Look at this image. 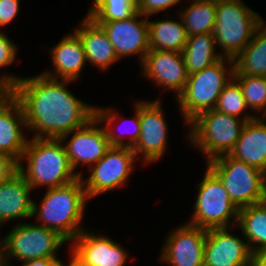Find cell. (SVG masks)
I'll return each instance as SVG.
<instances>
[{"label": "cell", "instance_id": "1", "mask_svg": "<svg viewBox=\"0 0 266 266\" xmlns=\"http://www.w3.org/2000/svg\"><path fill=\"white\" fill-rule=\"evenodd\" d=\"M73 80L53 79L42 73L22 77L16 85L19 101L32 138L60 139L95 117V105L74 95Z\"/></svg>", "mask_w": 266, "mask_h": 266}, {"label": "cell", "instance_id": "2", "mask_svg": "<svg viewBox=\"0 0 266 266\" xmlns=\"http://www.w3.org/2000/svg\"><path fill=\"white\" fill-rule=\"evenodd\" d=\"M38 202L33 200L32 216L35 223L54 230L71 243L85 228L82 220L88 198L82 177L69 184L50 188Z\"/></svg>", "mask_w": 266, "mask_h": 266}, {"label": "cell", "instance_id": "3", "mask_svg": "<svg viewBox=\"0 0 266 266\" xmlns=\"http://www.w3.org/2000/svg\"><path fill=\"white\" fill-rule=\"evenodd\" d=\"M18 172L32 190L43 186L47 189L60 187L80 177L71 167L60 139L29 137L18 162Z\"/></svg>", "mask_w": 266, "mask_h": 266}, {"label": "cell", "instance_id": "4", "mask_svg": "<svg viewBox=\"0 0 266 266\" xmlns=\"http://www.w3.org/2000/svg\"><path fill=\"white\" fill-rule=\"evenodd\" d=\"M233 74V59L223 57L202 71L188 76L184 91L175 100L184 125H188L199 114L215 109L219 95L233 79Z\"/></svg>", "mask_w": 266, "mask_h": 266}, {"label": "cell", "instance_id": "5", "mask_svg": "<svg viewBox=\"0 0 266 266\" xmlns=\"http://www.w3.org/2000/svg\"><path fill=\"white\" fill-rule=\"evenodd\" d=\"M247 121L218 112L215 109L203 112L188 125L186 140L198 150L206 163L218 156L229 154L235 147Z\"/></svg>", "mask_w": 266, "mask_h": 266}, {"label": "cell", "instance_id": "6", "mask_svg": "<svg viewBox=\"0 0 266 266\" xmlns=\"http://www.w3.org/2000/svg\"><path fill=\"white\" fill-rule=\"evenodd\" d=\"M1 237L0 262L8 266H12L14 259L23 262L41 258H59L58 251L63 245L68 244L54 230L34 222L26 223V220L14 223L6 235Z\"/></svg>", "mask_w": 266, "mask_h": 266}, {"label": "cell", "instance_id": "7", "mask_svg": "<svg viewBox=\"0 0 266 266\" xmlns=\"http://www.w3.org/2000/svg\"><path fill=\"white\" fill-rule=\"evenodd\" d=\"M262 20L243 0H216L213 35L222 57L234 59L242 52Z\"/></svg>", "mask_w": 266, "mask_h": 266}, {"label": "cell", "instance_id": "8", "mask_svg": "<svg viewBox=\"0 0 266 266\" xmlns=\"http://www.w3.org/2000/svg\"><path fill=\"white\" fill-rule=\"evenodd\" d=\"M198 185L193 214L186 223L204 229L235 228L239 209L231 201L222 181L207 165Z\"/></svg>", "mask_w": 266, "mask_h": 266}, {"label": "cell", "instance_id": "9", "mask_svg": "<svg viewBox=\"0 0 266 266\" xmlns=\"http://www.w3.org/2000/svg\"><path fill=\"white\" fill-rule=\"evenodd\" d=\"M205 165L219 177L238 209L266 200V173L258 168L230 154L218 156Z\"/></svg>", "mask_w": 266, "mask_h": 266}, {"label": "cell", "instance_id": "10", "mask_svg": "<svg viewBox=\"0 0 266 266\" xmlns=\"http://www.w3.org/2000/svg\"><path fill=\"white\" fill-rule=\"evenodd\" d=\"M136 161L138 159L131 147L111 146L105 155L88 169V178L82 177L88 200L124 186L135 170Z\"/></svg>", "mask_w": 266, "mask_h": 266}, {"label": "cell", "instance_id": "11", "mask_svg": "<svg viewBox=\"0 0 266 266\" xmlns=\"http://www.w3.org/2000/svg\"><path fill=\"white\" fill-rule=\"evenodd\" d=\"M161 102L160 98L140 100L141 130L139 140L132 150L145 165L158 162L168 150L169 129Z\"/></svg>", "mask_w": 266, "mask_h": 266}, {"label": "cell", "instance_id": "12", "mask_svg": "<svg viewBox=\"0 0 266 266\" xmlns=\"http://www.w3.org/2000/svg\"><path fill=\"white\" fill-rule=\"evenodd\" d=\"M70 136L69 141H66ZM60 141L65 147L71 167L80 177H83V172H77L79 167L86 166L89 169L111 147L105 128L96 116L86 125L62 136Z\"/></svg>", "mask_w": 266, "mask_h": 266}, {"label": "cell", "instance_id": "13", "mask_svg": "<svg viewBox=\"0 0 266 266\" xmlns=\"http://www.w3.org/2000/svg\"><path fill=\"white\" fill-rule=\"evenodd\" d=\"M99 24L113 45L119 61L136 55L138 64L149 52L148 18L140 12L126 20L96 22Z\"/></svg>", "mask_w": 266, "mask_h": 266}, {"label": "cell", "instance_id": "14", "mask_svg": "<svg viewBox=\"0 0 266 266\" xmlns=\"http://www.w3.org/2000/svg\"><path fill=\"white\" fill-rule=\"evenodd\" d=\"M207 229L188 223L175 227L160 250L159 262L169 266H204Z\"/></svg>", "mask_w": 266, "mask_h": 266}, {"label": "cell", "instance_id": "15", "mask_svg": "<svg viewBox=\"0 0 266 266\" xmlns=\"http://www.w3.org/2000/svg\"><path fill=\"white\" fill-rule=\"evenodd\" d=\"M139 67L141 76L162 87V91H172L174 99L184 91L189 75L182 52L149 50Z\"/></svg>", "mask_w": 266, "mask_h": 266}, {"label": "cell", "instance_id": "16", "mask_svg": "<svg viewBox=\"0 0 266 266\" xmlns=\"http://www.w3.org/2000/svg\"><path fill=\"white\" fill-rule=\"evenodd\" d=\"M86 266H126L129 253L105 234L86 228L67 246Z\"/></svg>", "mask_w": 266, "mask_h": 266}, {"label": "cell", "instance_id": "17", "mask_svg": "<svg viewBox=\"0 0 266 266\" xmlns=\"http://www.w3.org/2000/svg\"><path fill=\"white\" fill-rule=\"evenodd\" d=\"M233 227L207 229L204 266H249L252 252L247 241L232 233Z\"/></svg>", "mask_w": 266, "mask_h": 266}, {"label": "cell", "instance_id": "18", "mask_svg": "<svg viewBox=\"0 0 266 266\" xmlns=\"http://www.w3.org/2000/svg\"><path fill=\"white\" fill-rule=\"evenodd\" d=\"M52 69L42 71L44 76L53 79L73 80L81 79L83 67L87 64L83 43L72 30L65 34L59 42L49 50Z\"/></svg>", "mask_w": 266, "mask_h": 266}, {"label": "cell", "instance_id": "19", "mask_svg": "<svg viewBox=\"0 0 266 266\" xmlns=\"http://www.w3.org/2000/svg\"><path fill=\"white\" fill-rule=\"evenodd\" d=\"M31 194L32 187L18 171L0 183V227L13 220L18 224L21 219H31L34 199Z\"/></svg>", "mask_w": 266, "mask_h": 266}, {"label": "cell", "instance_id": "20", "mask_svg": "<svg viewBox=\"0 0 266 266\" xmlns=\"http://www.w3.org/2000/svg\"><path fill=\"white\" fill-rule=\"evenodd\" d=\"M79 26V27H78ZM73 31L80 37L88 65L105 72L119 61L114 48L103 28L88 15Z\"/></svg>", "mask_w": 266, "mask_h": 266}, {"label": "cell", "instance_id": "21", "mask_svg": "<svg viewBox=\"0 0 266 266\" xmlns=\"http://www.w3.org/2000/svg\"><path fill=\"white\" fill-rule=\"evenodd\" d=\"M25 131L28 133L24 112L15 99L0 110V153L10 156L18 163L29 139Z\"/></svg>", "mask_w": 266, "mask_h": 266}, {"label": "cell", "instance_id": "22", "mask_svg": "<svg viewBox=\"0 0 266 266\" xmlns=\"http://www.w3.org/2000/svg\"><path fill=\"white\" fill-rule=\"evenodd\" d=\"M229 154L266 173V117L247 121Z\"/></svg>", "mask_w": 266, "mask_h": 266}, {"label": "cell", "instance_id": "23", "mask_svg": "<svg viewBox=\"0 0 266 266\" xmlns=\"http://www.w3.org/2000/svg\"><path fill=\"white\" fill-rule=\"evenodd\" d=\"M164 14L167 19L150 20L148 17L150 50L182 52L188 39L186 28L178 14L177 20L171 18L172 15Z\"/></svg>", "mask_w": 266, "mask_h": 266}, {"label": "cell", "instance_id": "24", "mask_svg": "<svg viewBox=\"0 0 266 266\" xmlns=\"http://www.w3.org/2000/svg\"><path fill=\"white\" fill-rule=\"evenodd\" d=\"M233 75L266 77V21L258 24L250 43L234 59Z\"/></svg>", "mask_w": 266, "mask_h": 266}, {"label": "cell", "instance_id": "25", "mask_svg": "<svg viewBox=\"0 0 266 266\" xmlns=\"http://www.w3.org/2000/svg\"><path fill=\"white\" fill-rule=\"evenodd\" d=\"M182 55L188 75L202 71L223 58L213 33L188 36Z\"/></svg>", "mask_w": 266, "mask_h": 266}, {"label": "cell", "instance_id": "26", "mask_svg": "<svg viewBox=\"0 0 266 266\" xmlns=\"http://www.w3.org/2000/svg\"><path fill=\"white\" fill-rule=\"evenodd\" d=\"M237 227L252 253L266 250V200L240 208Z\"/></svg>", "mask_w": 266, "mask_h": 266}, {"label": "cell", "instance_id": "27", "mask_svg": "<svg viewBox=\"0 0 266 266\" xmlns=\"http://www.w3.org/2000/svg\"><path fill=\"white\" fill-rule=\"evenodd\" d=\"M133 109H134V117L132 118H128L127 123L131 124L132 129L129 128V133H125V135H127L126 137H123V132H121L120 130H118L121 133H116L114 131V127L113 125H115V123H119L118 120L120 121V119H126V117H121L122 115H119V112H117L116 109H112L106 107V109L104 107H99V106H95V116L96 118L100 121V123L103 125V127L105 128L106 131V135L109 141L110 146H118V147H131L133 148L136 143L139 140V135H140V100L135 101V104L133 105ZM128 121H131L130 123ZM123 123V122H122ZM125 123V122H124ZM127 124V125H128ZM129 126V127H131ZM122 127V126H121ZM128 131V130H127ZM127 138V139H125Z\"/></svg>", "mask_w": 266, "mask_h": 266}, {"label": "cell", "instance_id": "28", "mask_svg": "<svg viewBox=\"0 0 266 266\" xmlns=\"http://www.w3.org/2000/svg\"><path fill=\"white\" fill-rule=\"evenodd\" d=\"M185 8V9H184ZM176 11L188 36L213 33L216 19V0H192Z\"/></svg>", "mask_w": 266, "mask_h": 266}, {"label": "cell", "instance_id": "29", "mask_svg": "<svg viewBox=\"0 0 266 266\" xmlns=\"http://www.w3.org/2000/svg\"><path fill=\"white\" fill-rule=\"evenodd\" d=\"M137 12V0H93L87 15L95 22L129 19Z\"/></svg>", "mask_w": 266, "mask_h": 266}, {"label": "cell", "instance_id": "30", "mask_svg": "<svg viewBox=\"0 0 266 266\" xmlns=\"http://www.w3.org/2000/svg\"><path fill=\"white\" fill-rule=\"evenodd\" d=\"M233 79L239 84L249 111L255 117H266V77L233 75Z\"/></svg>", "mask_w": 266, "mask_h": 266}, {"label": "cell", "instance_id": "31", "mask_svg": "<svg viewBox=\"0 0 266 266\" xmlns=\"http://www.w3.org/2000/svg\"><path fill=\"white\" fill-rule=\"evenodd\" d=\"M215 110L238 117L244 121H249L256 118L252 112H247L249 109L247 107L242 90L234 79H232L222 90L221 94L219 95Z\"/></svg>", "mask_w": 266, "mask_h": 266}, {"label": "cell", "instance_id": "32", "mask_svg": "<svg viewBox=\"0 0 266 266\" xmlns=\"http://www.w3.org/2000/svg\"><path fill=\"white\" fill-rule=\"evenodd\" d=\"M17 74L3 73L0 74V110L6 108L16 99V85L21 80L22 76Z\"/></svg>", "mask_w": 266, "mask_h": 266}, {"label": "cell", "instance_id": "33", "mask_svg": "<svg viewBox=\"0 0 266 266\" xmlns=\"http://www.w3.org/2000/svg\"><path fill=\"white\" fill-rule=\"evenodd\" d=\"M181 2V0H137V11L151 18L150 16L167 11Z\"/></svg>", "mask_w": 266, "mask_h": 266}, {"label": "cell", "instance_id": "34", "mask_svg": "<svg viewBox=\"0 0 266 266\" xmlns=\"http://www.w3.org/2000/svg\"><path fill=\"white\" fill-rule=\"evenodd\" d=\"M10 39L6 33L0 30V68L12 66L18 54L17 43Z\"/></svg>", "mask_w": 266, "mask_h": 266}, {"label": "cell", "instance_id": "35", "mask_svg": "<svg viewBox=\"0 0 266 266\" xmlns=\"http://www.w3.org/2000/svg\"><path fill=\"white\" fill-rule=\"evenodd\" d=\"M20 11V0H0V29L16 20Z\"/></svg>", "mask_w": 266, "mask_h": 266}, {"label": "cell", "instance_id": "36", "mask_svg": "<svg viewBox=\"0 0 266 266\" xmlns=\"http://www.w3.org/2000/svg\"><path fill=\"white\" fill-rule=\"evenodd\" d=\"M18 171V163L10 156L0 153V183Z\"/></svg>", "mask_w": 266, "mask_h": 266}, {"label": "cell", "instance_id": "37", "mask_svg": "<svg viewBox=\"0 0 266 266\" xmlns=\"http://www.w3.org/2000/svg\"><path fill=\"white\" fill-rule=\"evenodd\" d=\"M59 258H41L21 262V266H56Z\"/></svg>", "mask_w": 266, "mask_h": 266}, {"label": "cell", "instance_id": "38", "mask_svg": "<svg viewBox=\"0 0 266 266\" xmlns=\"http://www.w3.org/2000/svg\"><path fill=\"white\" fill-rule=\"evenodd\" d=\"M249 266H266V250L252 253Z\"/></svg>", "mask_w": 266, "mask_h": 266}, {"label": "cell", "instance_id": "39", "mask_svg": "<svg viewBox=\"0 0 266 266\" xmlns=\"http://www.w3.org/2000/svg\"><path fill=\"white\" fill-rule=\"evenodd\" d=\"M70 253H69V257L68 259V263L66 264L65 261L63 262L62 259L59 258L58 263L56 266H86L74 253L71 249H69Z\"/></svg>", "mask_w": 266, "mask_h": 266}, {"label": "cell", "instance_id": "40", "mask_svg": "<svg viewBox=\"0 0 266 266\" xmlns=\"http://www.w3.org/2000/svg\"><path fill=\"white\" fill-rule=\"evenodd\" d=\"M0 266H8V265H6V264H3V263H1V262H0Z\"/></svg>", "mask_w": 266, "mask_h": 266}]
</instances>
